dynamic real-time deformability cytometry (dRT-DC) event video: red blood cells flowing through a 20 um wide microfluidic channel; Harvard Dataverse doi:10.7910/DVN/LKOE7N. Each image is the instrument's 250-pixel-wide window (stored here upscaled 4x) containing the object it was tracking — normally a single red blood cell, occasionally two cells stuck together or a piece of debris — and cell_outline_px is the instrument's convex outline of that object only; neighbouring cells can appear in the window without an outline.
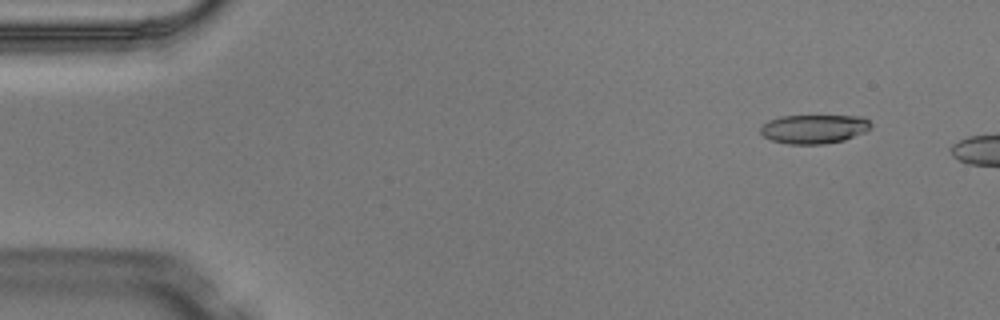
{"species": "Egyptian fruit bat (a non-hibernating species)", "species_latin": "Rousettus aegyptiacus", "temperature_condition": "warm", "stored_images_in_passage": 3, "camera_frame_rate_fps": 3000, "um_per_image_px": 0.085, "animal": {"sex": "male"}, "frame": {"image": 1, "passage_image": 2, "time_ms": 0.333, "image_size_px": [1000, 320], "cell_outline_px": [[872, 128], [864, 132], [844, 140], [824, 144], [788, 144], [772, 140], [764, 136], [760, 132], [760, 128], [768, 120], [780, 116], [864, 116], [872, 124]], "centroid_in_image_um": [69.21, 10.96], "position_along_channel_um": 15.8, "area_um2": 18.67}}